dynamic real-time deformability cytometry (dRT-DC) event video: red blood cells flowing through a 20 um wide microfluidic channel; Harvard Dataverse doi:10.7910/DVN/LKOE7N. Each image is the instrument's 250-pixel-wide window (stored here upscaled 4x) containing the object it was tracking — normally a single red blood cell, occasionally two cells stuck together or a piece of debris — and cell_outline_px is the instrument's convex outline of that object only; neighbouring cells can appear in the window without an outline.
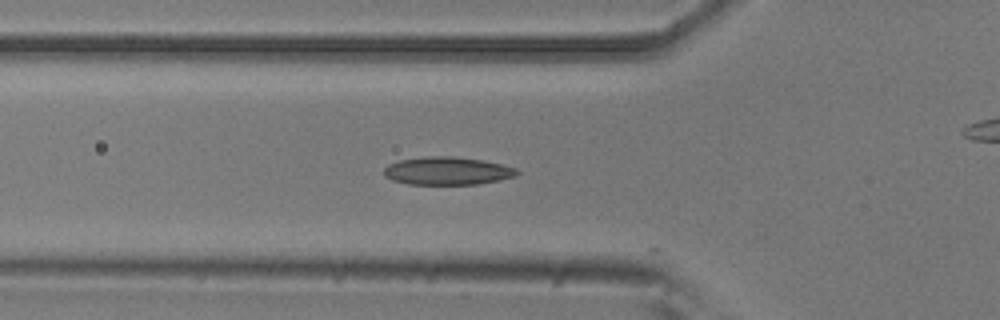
{"species": "common noctule bat (a hibernating species)", "species_latin": "Nyctalus noctula", "temperature_condition": "room temperature", "stored_images_in_passage": 34, "camera_frame_rate_fps": 3000, "um_per_image_px": 0.085, "animal": {"sex": "male", "body_mass_g": 20.5, "forearm_length_mm": 52.5}, "frame": {"image": 1, "passage_image": 3, "time_ms": 0.667, "image_size_px": [1000, 320], "cell_outline_px": [[520, 172], [516, 176], [500, 180], [476, 184], [408, 184], [392, 180], [384, 176], [384, 168], [388, 164], [400, 160], [424, 156], [456, 156], [484, 160], [516, 168]], "centroid_in_image_um": [38.02, 14.52], "position_along_channel_um": 87.8, "area_um2": 21.79}}
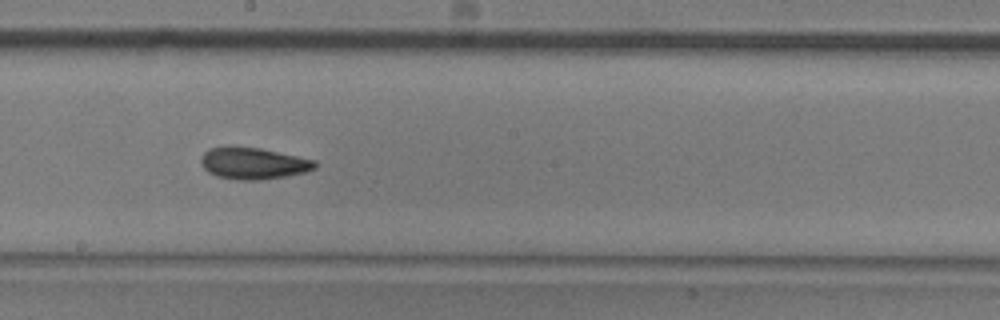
{"frame": {"image": 2, "passage_image": 14, "time_ms": 4.333, "image_size_px": [1000, 320], "cell_outline_px": [[316, 168], [304, 172], [288, 176], [260, 180], [236, 180], [216, 176], [208, 172], [200, 164], [200, 160], [204, 152], [208, 148], [232, 144], [260, 148], [316, 160]], "centroid_in_image_um": [21.48, 13.86], "position_along_channel_um": 226.7, "area_um2": 21.56}}
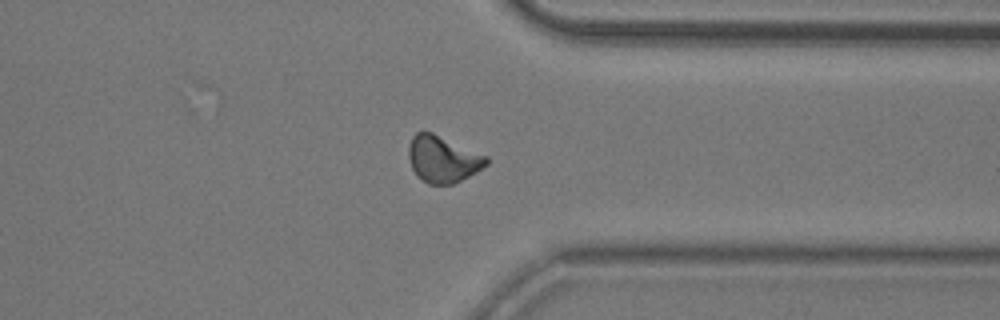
{"frame": {"image": 3, "passage_image": 26, "time_ms": 8.333, "image_size_px": [1000, 320], "cell_outline_px": [[488, 164], [476, 172], [452, 184], [428, 184], [416, 176], [412, 168], [408, 156], [408, 148], [412, 136], [416, 132], [432, 132], [488, 156]], "centroid_in_image_um": [37.62, 13.52], "position_along_channel_um": 373.8, "area_um2": 21.1}}